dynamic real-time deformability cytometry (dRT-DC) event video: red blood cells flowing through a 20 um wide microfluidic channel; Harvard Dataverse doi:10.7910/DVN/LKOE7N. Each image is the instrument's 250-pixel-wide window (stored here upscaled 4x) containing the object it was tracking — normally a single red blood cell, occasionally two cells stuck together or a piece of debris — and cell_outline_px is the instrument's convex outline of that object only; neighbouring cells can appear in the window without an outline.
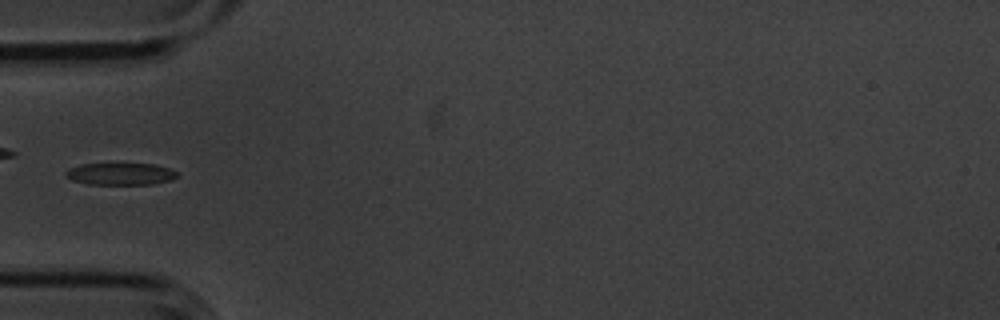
{"species": "common noctule bat (a hibernating species)", "species_latin": "Nyctalus noctula", "temperature_condition": "cold", "stored_images_in_passage": 5, "camera_frame_rate_fps": 3000, "um_per_image_px": 0.085, "animal": {"sex": "male", "body_mass_g": 20.1, "forearm_length_mm": 53.5}, "frame": {"image": 1, "passage_image": 4, "time_ms": 1.0, "image_size_px": [1000, 320], "cell_outline_px": [[176, 176], [172, 180], [152, 184], [88, 184], [72, 180], [64, 172], [68, 168], [80, 164], [152, 164], [168, 168], [176, 172]], "centroid_in_image_um": [10.21, 14.78], "position_along_channel_um": 74.8, "area_um2": 14.1}}
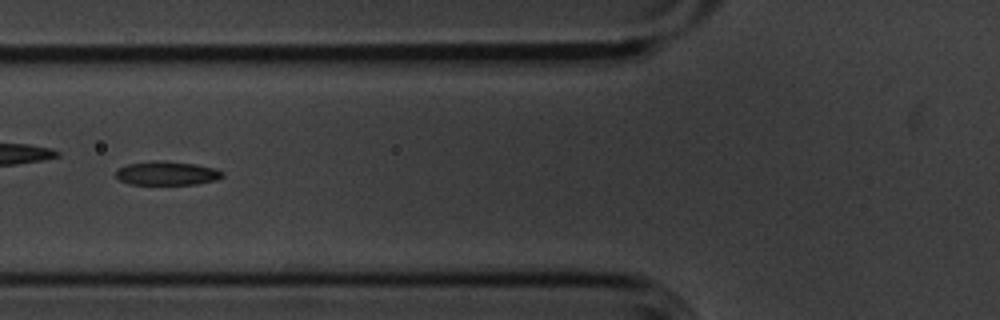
{"frame": {"image": 2, "passage_image": 5, "time_ms": 1.333, "image_size_px": [1000, 320], "cell_outline_px": [[224, 176], [216, 180], [196, 184], [128, 184], [120, 180], [116, 176], [116, 172], [120, 168], [128, 164], [156, 160], [164, 160], [196, 164], [216, 168], [224, 172]], "centroid_in_image_um": [14.23, 14.72], "position_along_channel_um": 111.6, "area_um2": 14.85}}